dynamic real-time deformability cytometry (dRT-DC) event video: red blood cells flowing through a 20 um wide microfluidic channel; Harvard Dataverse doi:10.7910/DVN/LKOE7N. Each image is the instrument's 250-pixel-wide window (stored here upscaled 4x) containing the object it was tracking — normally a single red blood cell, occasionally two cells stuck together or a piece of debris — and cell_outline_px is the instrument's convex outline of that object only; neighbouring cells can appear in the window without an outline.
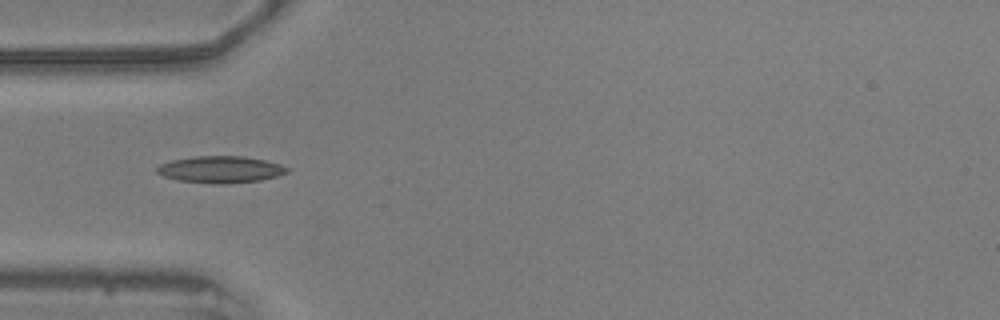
{"species": "common noctule bat (a hibernating species)", "species_latin": "Nyctalus noctula", "temperature_condition": "warm", "stored_images_in_passage": 40, "camera_frame_rate_fps": 3000, "um_per_image_px": 0.085, "animal": {"sex": "male", "body_mass_g": 20.5, "forearm_length_mm": 52.5}, "frame": {"image": 1, "passage_image": 1, "time_ms": 0.0, "image_size_px": [1000, 320], "cell_outline_px": [[288, 172], [276, 176], [260, 180], [224, 184], [212, 184], [176, 180], [164, 176], [156, 172], [156, 168], [160, 164], [172, 160], [196, 156], [244, 156], [264, 160], [280, 164], [288, 168]], "centroid_in_image_um": [18.72, 14.41], "position_along_channel_um": 66.3, "area_um2": 20.29}}
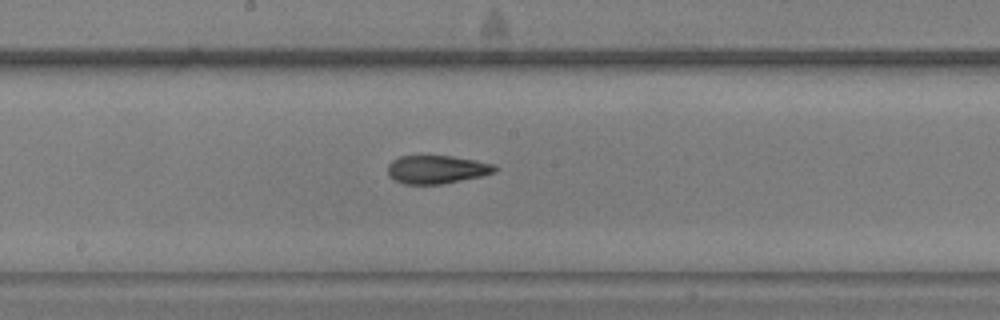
{"frame": {"image": 2, "passage_image": 13, "time_ms": 4.0, "image_size_px": [1000, 320], "cell_outline_px": [[496, 172], [480, 176], [440, 184], [404, 184], [388, 176], [388, 164], [392, 160], [400, 156], [452, 156], [476, 160], [492, 164], [496, 168]], "centroid_in_image_um": [37.09, 14.4], "position_along_channel_um": 211.1, "area_um2": 17.46}}
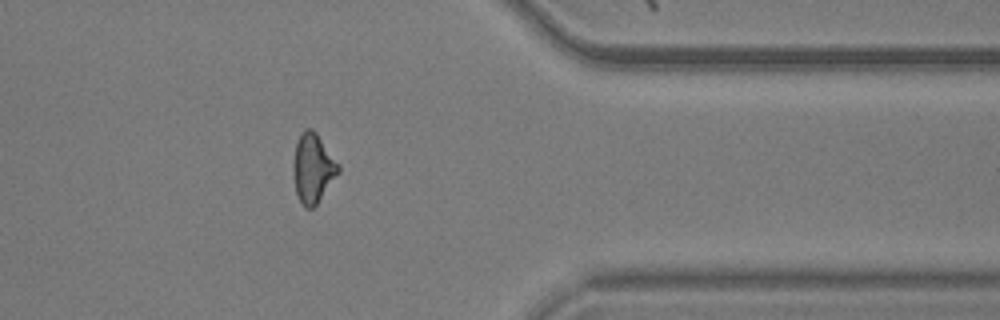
{"frame": {"image": 3, "passage_image": 29, "time_ms": 9.333, "image_size_px": [1000, 320], "cell_outline_px": [[340, 172], [316, 204], [312, 208], [304, 208], [296, 192], [292, 168], [292, 164], [296, 144], [304, 128], [312, 128], [316, 132], [340, 164]], "centroid_in_image_um": [26.61, 14.28], "position_along_channel_um": 384.8, "area_um2": 18.21}, "authors_computed_cell_mechanics": {"area_um2": 17.9758, "velocity_mm_per_s": 3.5827, "shape_relaxation_time_tau1_ms": 9.9337, "shape_relaxation_time_tau2_ms": 1.8959, "deformation_change_tau1": 0.2398, "deformation_change_tau2": 0.0921}}